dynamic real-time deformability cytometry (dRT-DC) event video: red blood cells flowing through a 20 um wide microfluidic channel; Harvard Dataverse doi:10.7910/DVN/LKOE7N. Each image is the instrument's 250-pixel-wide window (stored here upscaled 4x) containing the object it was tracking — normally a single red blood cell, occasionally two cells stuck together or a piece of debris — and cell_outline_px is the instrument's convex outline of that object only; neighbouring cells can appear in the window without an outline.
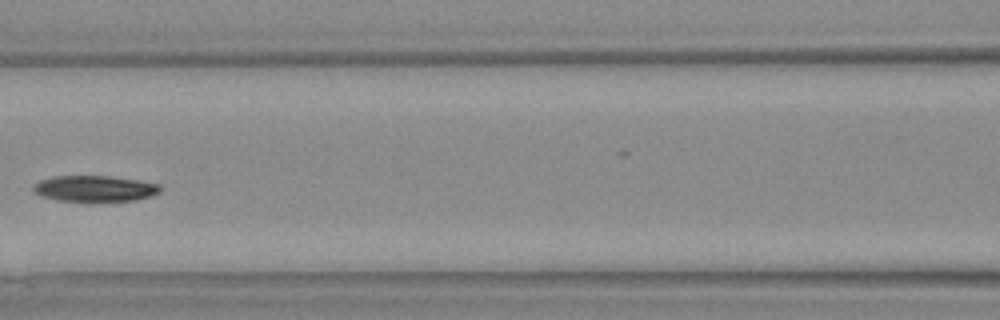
{"species": "Egyptian fruit bat (a non-hibernating species)", "species_latin": "Rousettus aegyptiacus", "temperature_condition": "warm", "stored_images_in_passage": 35, "camera_frame_rate_fps": 3000, "um_per_image_px": 0.085, "animal": {"sex": "female"}, "frame": {"image": 1, "passage_image": 16, "time_ms": 5.0, "image_size_px": [1000, 320], "cell_outline_px": [[164, 188], [160, 192], [152, 196], [136, 200], [56, 200], [40, 196], [32, 192], [32, 184], [40, 180], [56, 176], [108, 176], [136, 180], [160, 184]], "centroid_in_image_um": [8.04, 16.02], "position_along_channel_um": 158.6, "area_um2": 19.13}}